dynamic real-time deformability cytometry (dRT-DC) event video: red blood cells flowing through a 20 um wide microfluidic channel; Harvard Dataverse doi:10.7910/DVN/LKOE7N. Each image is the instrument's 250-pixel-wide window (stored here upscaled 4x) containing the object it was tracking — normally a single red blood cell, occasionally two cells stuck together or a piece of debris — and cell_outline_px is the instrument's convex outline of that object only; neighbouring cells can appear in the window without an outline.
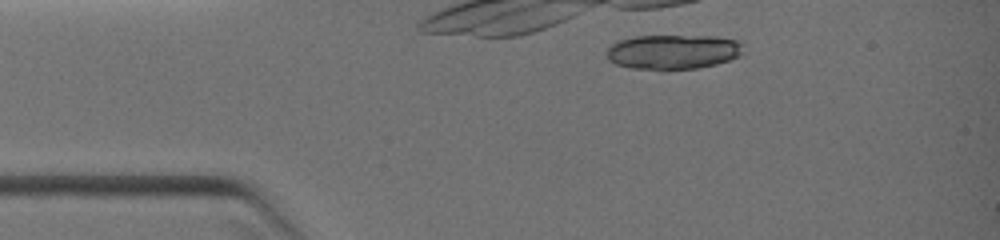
{"species": "common noctule bat (a hibernating species)", "species_latin": "Nyctalus noctula", "temperature_condition": "warm", "stored_images_in_passage": 6, "camera_frame_rate_fps": 3000, "um_per_image_px": 0.085, "animal": {"sex": "female", "body_mass_g": 19.0, "forearm_length_mm": 51.5}, "frame": {"image": 1, "passage_image": 1, "time_ms": 0.0, "image_size_px": [1000, 240], "cell_outline_px": [[744, 44], [740, 52], [736, 56], [728, 60], [716, 64], [696, 68], [664, 72], [632, 68], [616, 64], [608, 60], [608, 48], [616, 40], [636, 36], [716, 36], [740, 40]], "centroid_in_image_um": [57.18, 4.42], "position_along_channel_um": 27.8, "area_um2": 28.15}}